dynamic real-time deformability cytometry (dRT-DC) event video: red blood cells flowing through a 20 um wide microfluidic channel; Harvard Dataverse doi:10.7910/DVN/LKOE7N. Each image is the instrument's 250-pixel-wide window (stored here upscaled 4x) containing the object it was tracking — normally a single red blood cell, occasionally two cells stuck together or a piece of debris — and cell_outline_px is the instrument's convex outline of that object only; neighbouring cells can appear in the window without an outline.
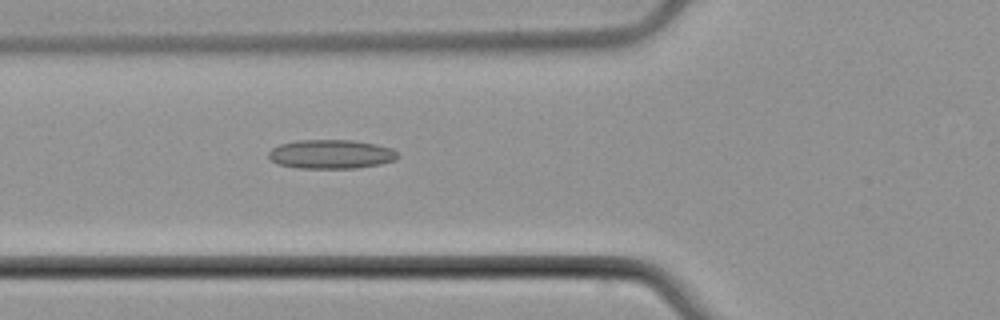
{"species": "common noctule bat (a hibernating species)", "species_latin": "Nyctalus noctula", "temperature_condition": "cold", "stored_images_in_passage": 44, "camera_frame_rate_fps": 3000, "um_per_image_px": 0.085, "animal": {"sex": "male", "body_mass_g": 21.5, "forearm_length_mm": 52.0}, "frame": {"image": 1, "passage_image": 10, "time_ms": 3.0, "image_size_px": [1000, 320], "cell_outline_px": [[400, 156], [396, 160], [380, 164], [356, 168], [300, 168], [280, 164], [272, 160], [268, 156], [268, 152], [272, 148], [280, 144], [296, 140], [352, 140], [376, 144], [392, 148]], "centroid_in_image_um": [28.17, 13.1], "position_along_channel_um": 97.6, "area_um2": 21.85}}
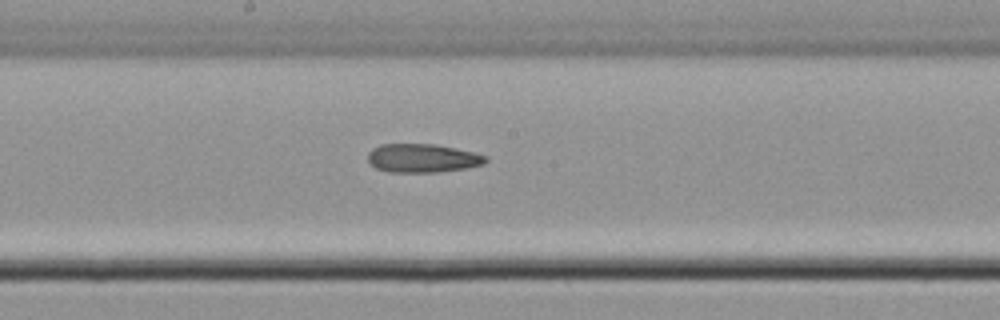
{"frame": {"image": 2, "passage_image": 19, "time_ms": 6.0, "image_size_px": [1000, 320], "cell_outline_px": [[488, 160], [484, 164], [464, 168], [436, 172], [388, 172], [376, 168], [368, 160], [368, 152], [372, 148], [380, 144], [436, 144], [472, 152], [488, 156]], "centroid_in_image_um": [35.9, 13.44], "position_along_channel_um": 212.3, "area_um2": 19.59}}
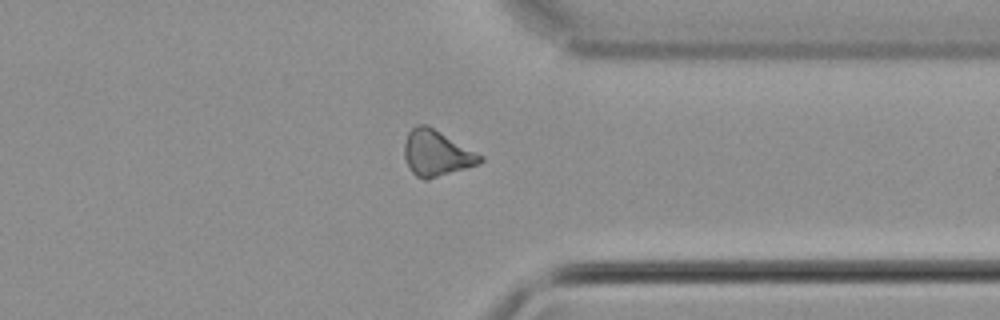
{"frame": {"image": 3, "passage_image": 32, "time_ms": 10.333, "image_size_px": [1000, 320], "cell_outline_px": [[484, 160], [480, 164], [428, 180], [424, 180], [416, 176], [412, 172], [404, 156], [404, 144], [408, 132], [416, 124], [428, 124], [484, 156]], "centroid_in_image_um": [37.12, 13.02], "position_along_channel_um": 374.3, "area_um2": 20.52}}